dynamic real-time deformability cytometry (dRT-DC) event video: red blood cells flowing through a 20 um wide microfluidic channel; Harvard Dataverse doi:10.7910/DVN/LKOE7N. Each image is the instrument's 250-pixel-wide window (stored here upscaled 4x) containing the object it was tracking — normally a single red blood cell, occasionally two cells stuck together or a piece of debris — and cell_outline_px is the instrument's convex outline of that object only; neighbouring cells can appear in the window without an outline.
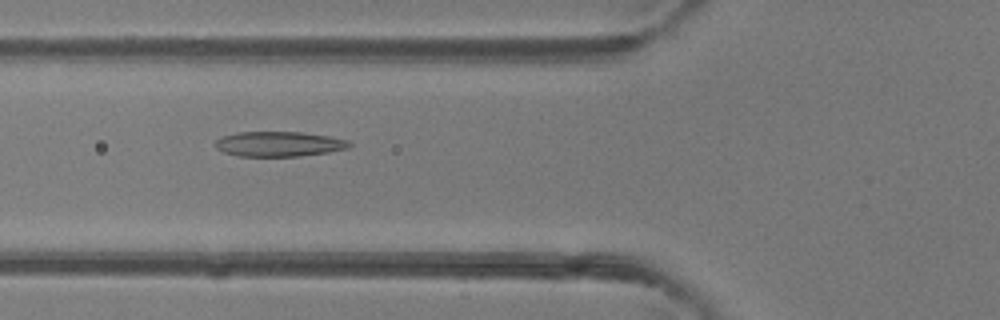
{"species": "common noctule bat (a hibernating species)", "species_latin": "Nyctalus noctula", "temperature_condition": "room temperature", "stored_images_in_passage": 40, "camera_frame_rate_fps": 3000, "um_per_image_px": 0.085, "animal": {"sex": "female"}, "frame": {"image": 1, "passage_image": 10, "time_ms": 3.0, "image_size_px": [1000, 320], "cell_outline_px": [[352, 144], [348, 148], [328, 152], [300, 156], [236, 156], [224, 152], [216, 148], [216, 140], [224, 136], [236, 132], [304, 132], [328, 136], [348, 140]], "centroid_in_image_um": [23.72, 12.24], "position_along_channel_um": 102.1, "area_um2": 19.48}}
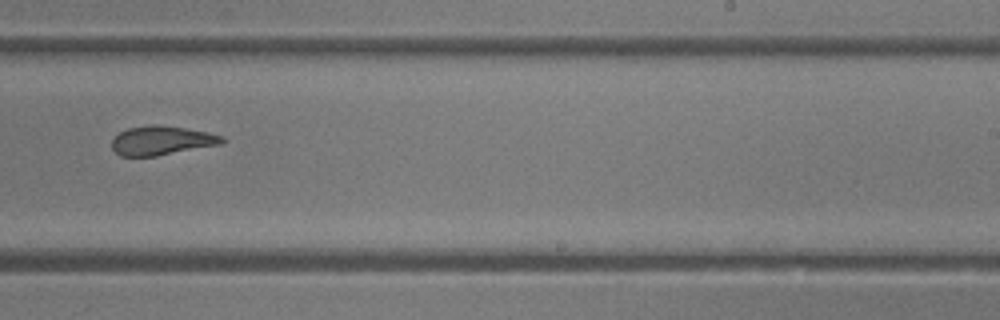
{"frame": {"image": 2, "passage_image": 22, "time_ms": 7.0, "image_size_px": [1000, 320], "cell_outline_px": [[228, 140], [224, 144], [156, 156], [120, 156], [112, 148], [112, 140], [120, 132], [128, 128], [152, 124], [156, 124], [184, 128], [208, 132], [224, 136]], "centroid_in_image_um": [13.8, 11.94], "position_along_channel_um": 275.2, "area_um2": 18.84}}
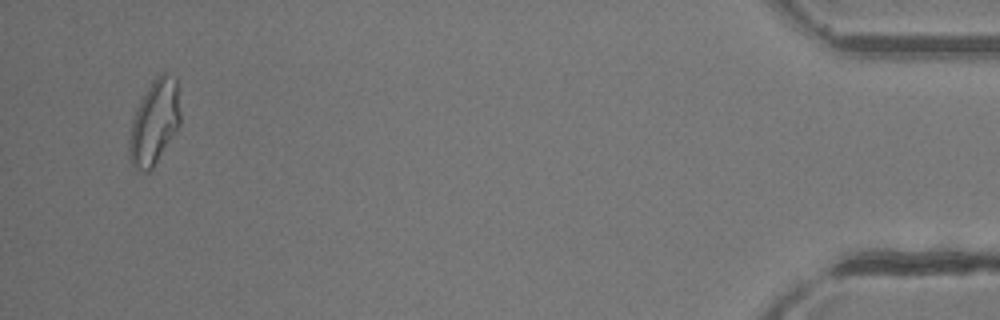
{"frame": {"image": 3, "passage_image": 38, "time_ms": 12.333, "image_size_px": [1000, 320], "cell_outline_px": [[180, 124], [152, 168], [148, 172], [144, 172], [136, 168], [132, 164], [128, 152], [128, 140], [132, 120], [140, 100], [152, 80], [160, 72], [164, 72], [176, 76], [180, 112]], "centroid_in_image_um": [13.12, 10.35], "position_along_channel_um": 422.1, "area_um2": 25.09}, "authors_computed_cell_mechanics": {"area_um2": 20.3745, "velocity_mm_per_s": 4.3315, "shape_relaxation_time_tau1_ms": null, "shape_relaxation_time_tau2_ms": 1.2792, "deformation_change_tau1": null, "deformation_change_tau2": 0.0933}}